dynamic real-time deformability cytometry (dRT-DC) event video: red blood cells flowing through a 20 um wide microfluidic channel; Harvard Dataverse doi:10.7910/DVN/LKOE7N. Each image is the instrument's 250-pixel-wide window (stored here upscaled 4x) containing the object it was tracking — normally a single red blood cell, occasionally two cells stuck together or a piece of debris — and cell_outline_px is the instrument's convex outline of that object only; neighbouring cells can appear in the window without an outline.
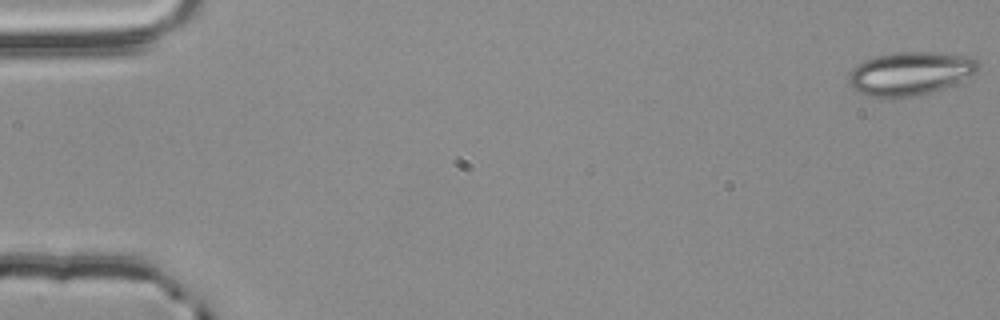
{"species": "common noctule bat (a hibernating species)", "species_latin": "Nyctalus noctula", "temperature_condition": "room temperature", "stored_images_in_passage": 56, "camera_frame_rate_fps": 3000, "um_per_image_px": 0.085, "animal": {"sex": "male", "body_mass_g": 20.4}, "frame": {"image": 1, "passage_image": 1, "time_ms": 0.0, "image_size_px": [1000, 320], "cell_outline_px": [[980, 68], [952, 84], [944, 88], [928, 92], [892, 100], [868, 96], [852, 88], [848, 84], [848, 76], [852, 68], [864, 60], [876, 56], [900, 52], [928, 52], [972, 56], [980, 60]], "centroid_in_image_um": [77.31, 6.25], "position_along_channel_um": 7.7, "area_um2": 32.77}}
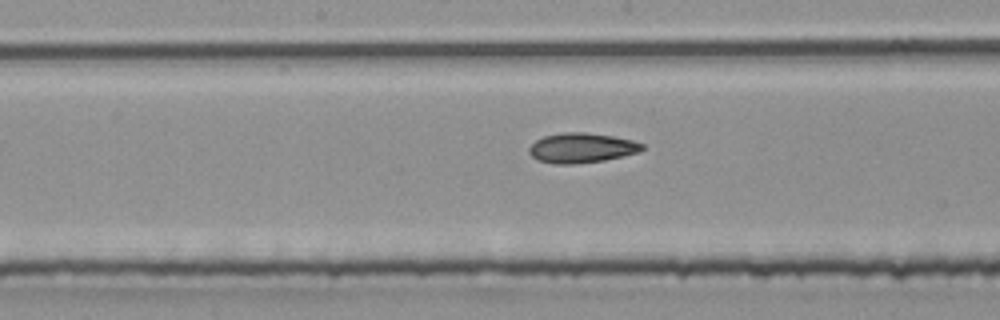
{"frame": {"image": 2, "passage_image": 29, "time_ms": 9.333, "image_size_px": [1000, 320], "cell_outline_px": [[644, 148], [640, 152], [604, 160], [572, 164], [552, 164], [536, 160], [528, 152], [528, 148], [536, 140], [544, 136], [560, 132], [584, 132], [612, 136], [632, 140], [644, 144]], "centroid_in_image_um": [49.41, 12.57], "position_along_channel_um": 198.8, "area_um2": 19.77}}
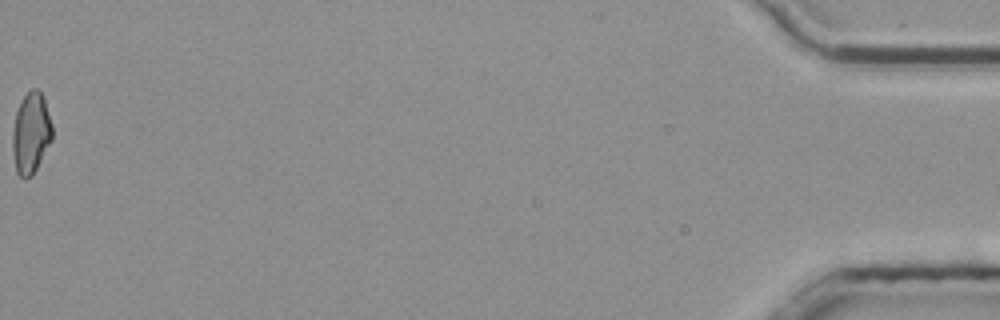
{"frame": {"image": 3, "passage_image": 56, "time_ms": 18.333, "image_size_px": [1000, 320], "cell_outline_px": [[52, 140], [32, 176], [24, 180], [16, 172], [12, 152], [12, 132], [16, 112], [20, 100], [32, 88], [40, 88], [44, 96], [52, 124]], "centroid_in_image_um": [2.63, 11.3], "position_along_channel_um": 432.6, "area_um2": 19.13}, "authors_computed_cell_mechanics": {"area_um2": 19.5364, "velocity_mm_per_s": 3.7924, "shape_relaxation_time_tau1_ms": null, "shape_relaxation_time_tau2_ms": 4.3853, "deformation_change_tau1": null, "deformation_change_tau2": 0.1036}}